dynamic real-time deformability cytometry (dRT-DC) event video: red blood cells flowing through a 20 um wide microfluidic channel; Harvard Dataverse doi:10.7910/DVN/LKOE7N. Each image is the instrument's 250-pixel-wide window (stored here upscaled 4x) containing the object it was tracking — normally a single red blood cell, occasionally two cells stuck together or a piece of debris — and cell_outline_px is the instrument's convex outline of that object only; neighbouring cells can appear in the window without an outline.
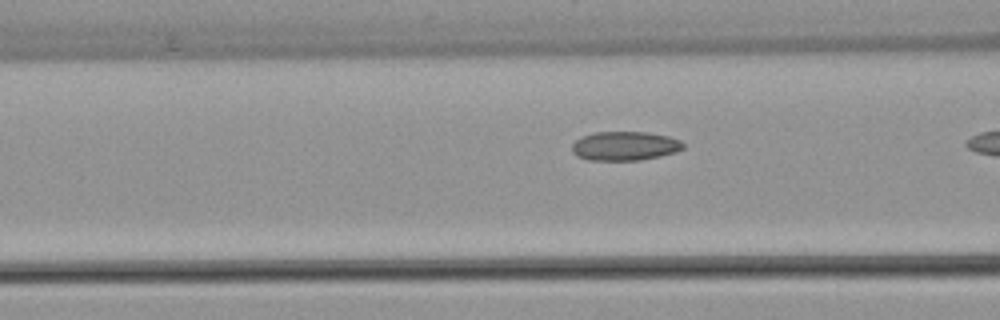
{"species": "common noctule bat (a hibernating species)", "species_latin": "Nyctalus noctula", "temperature_condition": "warm", "stored_images_in_passage": 16, "camera_frame_rate_fps": 3000, "um_per_image_px": 0.085, "animal": {"sex": "female", "body_mass_g": 22.7, "forearm_length_mm": 54.2}, "frame": {"image": 1, "passage_image": 12, "time_ms": 3.667, "image_size_px": [1000, 320], "cell_outline_px": [[684, 148], [676, 152], [660, 156], [640, 160], [588, 160], [576, 156], [572, 152], [572, 144], [580, 136], [596, 132], [648, 132], [668, 136], [680, 140], [684, 144]], "centroid_in_image_um": [53.1, 12.4], "position_along_channel_um": 113.5, "area_um2": 18.96}}